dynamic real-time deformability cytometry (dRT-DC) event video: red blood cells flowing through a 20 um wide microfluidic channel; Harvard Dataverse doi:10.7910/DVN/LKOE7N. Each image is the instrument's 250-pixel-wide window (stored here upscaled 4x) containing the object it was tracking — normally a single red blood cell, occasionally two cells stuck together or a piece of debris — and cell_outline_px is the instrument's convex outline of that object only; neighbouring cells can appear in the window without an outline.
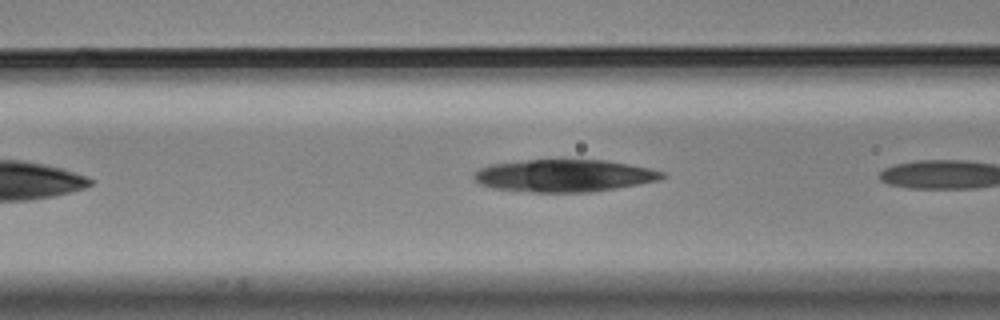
{"species": "Egyptian fruit bat (a non-hibernating species)", "species_latin": "Rousettus aegyptiacus", "temperature_condition": "cold", "stored_images_in_passage": 7, "camera_frame_rate_fps": 3000, "um_per_image_px": 0.085, "animal": {"sex": "male"}, "frame": {"image": 1, "passage_image": 7, "time_ms": 2.0, "image_size_px": [1000, 320], "cell_outline_px": [[664, 176], [660, 180], [588, 192], [532, 192], [492, 188], [480, 184], [472, 176], [480, 168], [492, 164], [528, 160], [608, 160], [652, 168], [664, 172]], "centroid_in_image_um": [47.96, 14.92], "position_along_channel_um": 118.6, "area_um2": 35.2}}